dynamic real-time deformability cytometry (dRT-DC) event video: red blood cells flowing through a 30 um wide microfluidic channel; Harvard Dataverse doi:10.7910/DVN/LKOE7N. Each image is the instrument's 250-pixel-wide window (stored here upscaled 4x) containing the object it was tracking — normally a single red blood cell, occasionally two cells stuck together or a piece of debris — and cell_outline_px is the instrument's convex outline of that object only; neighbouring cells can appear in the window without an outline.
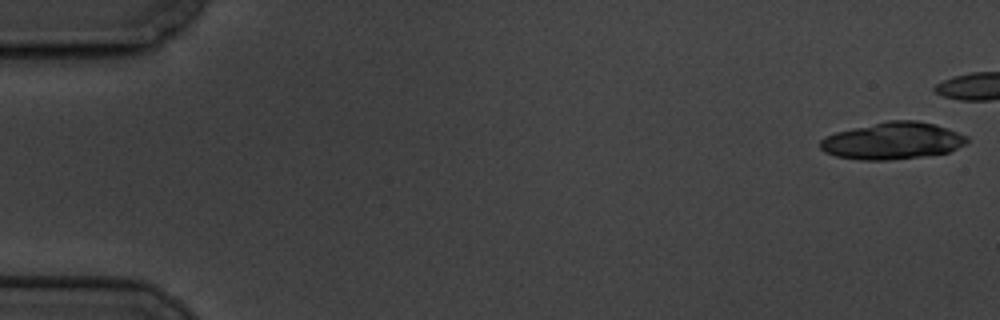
{"species": "common noctule bat (a hibernating species)", "species_latin": "Nyctalus noctula", "temperature_condition": "cold", "stored_images_in_passage": 7, "camera_frame_rate_fps": 3000, "um_per_image_px": 0.085, "animal": {"sex": "male", "body_mass_g": 19.5, "forearm_length_mm": 54.6}, "frame": {"image": 1, "passage_image": 1, "time_ms": 0.0, "image_size_px": [1000, 320], "cell_outline_px": [[968, 140], [964, 144], [948, 152], [920, 156], [888, 160], [860, 160], [836, 156], [824, 152], [820, 148], [820, 140], [836, 132], [852, 128], [888, 120], [916, 120], [936, 124], [948, 128], [968, 136]], "centroid_in_image_um": [75.87, 11.96], "position_along_channel_um": 9.1, "area_um2": 31.44}}